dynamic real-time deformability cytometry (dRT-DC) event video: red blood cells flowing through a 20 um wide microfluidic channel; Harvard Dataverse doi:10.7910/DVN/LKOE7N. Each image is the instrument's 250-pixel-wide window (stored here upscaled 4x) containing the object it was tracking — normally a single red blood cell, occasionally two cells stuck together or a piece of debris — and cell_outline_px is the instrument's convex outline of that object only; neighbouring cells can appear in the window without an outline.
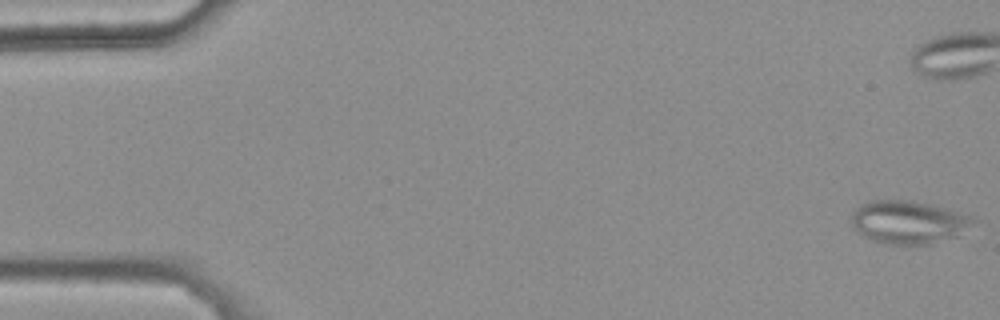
{"species": "common noctule bat (a hibernating species)", "species_latin": "Nyctalus noctula", "temperature_condition": "warm", "stored_images_in_passage": 48, "camera_frame_rate_fps": 3000, "um_per_image_px": 0.085, "animal": {"sex": "female", "body_mass_g": 25.1}, "frame": {"image": 1, "passage_image": 1, "time_ms": 0.0, "image_size_px": [1000, 320], "cell_outline_px": [[980, 220], [956, 236], [928, 244], [880, 244], [864, 236], [852, 228], [852, 212], [860, 204], [872, 200], [912, 200], [932, 204], [972, 216]], "centroid_in_image_um": [77.21, 18.87], "position_along_channel_um": 7.8, "area_um2": 30.75}}
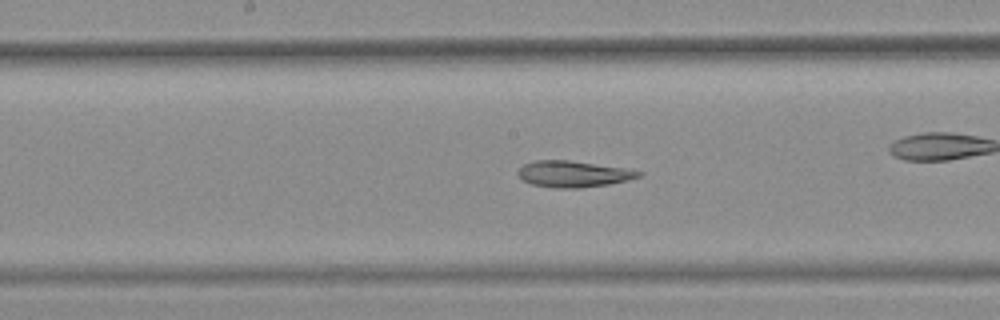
{"frame": {"image": 2, "passage_image": 28, "time_ms": 9.0, "image_size_px": [1000, 320], "cell_outline_px": [[644, 172], [640, 176], [628, 180], [608, 184], [580, 188], [552, 188], [532, 184], [520, 180], [516, 172], [524, 164], [536, 160], [568, 160], [624, 168]], "centroid_in_image_um": [48.68, 14.79], "position_along_channel_um": 199.5, "area_um2": 18.5}}
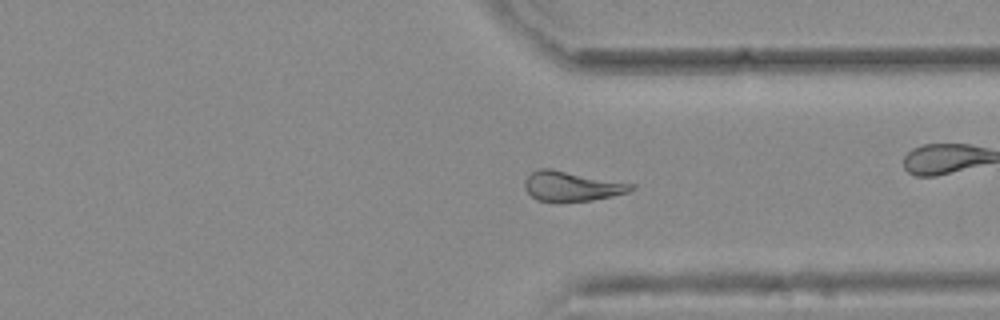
{"frame": {"image": 3, "passage_image": 41, "time_ms": 13.333, "image_size_px": [1000, 320], "cell_outline_px": [[636, 188], [628, 192], [612, 196], [592, 200], [536, 200], [524, 188], [524, 180], [532, 172], [540, 168], [552, 168], [636, 184]], "centroid_in_image_um": [48.63, 15.79], "position_along_channel_um": 362.8, "area_um2": 18.38}}